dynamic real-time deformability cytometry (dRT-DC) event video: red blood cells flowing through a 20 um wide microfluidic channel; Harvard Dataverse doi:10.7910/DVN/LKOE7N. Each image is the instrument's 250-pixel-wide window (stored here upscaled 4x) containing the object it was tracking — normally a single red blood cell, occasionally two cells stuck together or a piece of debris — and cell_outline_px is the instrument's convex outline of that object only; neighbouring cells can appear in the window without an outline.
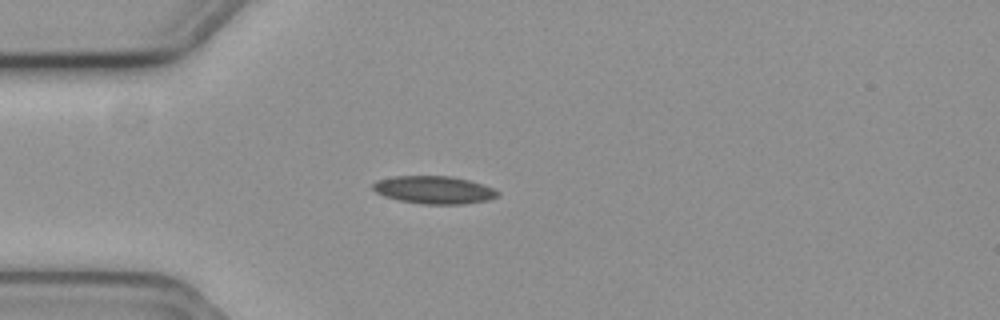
{"species": "common noctule bat (a hibernating species)", "species_latin": "Nyctalus noctula", "temperature_condition": "cold", "stored_images_in_passage": 3, "camera_frame_rate_fps": 3000, "um_per_image_px": 0.085, "animal": {"sex": "female", "body_mass_g": 19.3, "forearm_length_mm": 54.1}, "frame": {"image": 1, "passage_image": 3, "time_ms": 0.667, "image_size_px": [1000, 320], "cell_outline_px": [[500, 196], [488, 200], [464, 204], [420, 204], [400, 200], [384, 196], [376, 192], [372, 188], [372, 184], [376, 180], [392, 176], [452, 176], [468, 180], [492, 188], [500, 192]], "centroid_in_image_um": [36.88, 16.14], "position_along_channel_um": 48.1, "area_um2": 20.23}}